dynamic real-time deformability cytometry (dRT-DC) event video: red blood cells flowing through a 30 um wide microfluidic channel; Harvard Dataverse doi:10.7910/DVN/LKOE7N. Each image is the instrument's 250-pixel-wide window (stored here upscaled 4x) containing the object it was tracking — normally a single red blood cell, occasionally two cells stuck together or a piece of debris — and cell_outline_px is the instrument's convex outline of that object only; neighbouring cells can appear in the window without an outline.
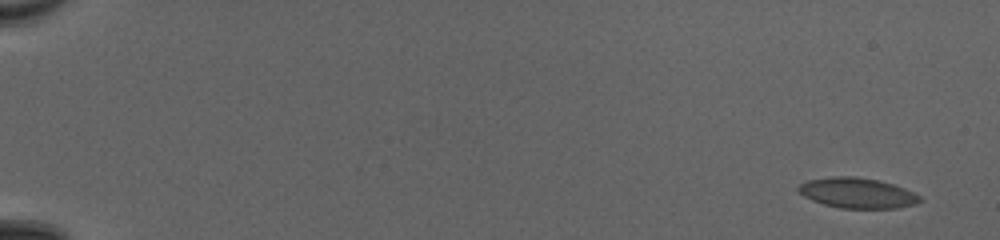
{"species": "common noctule bat (a hibernating species)", "species_latin": "Nyctalus noctula", "temperature_condition": "cold", "stored_images_in_passage": 52, "camera_frame_rate_fps": 3000, "um_per_image_px": 0.085, "animal": {"sex": "female", "body_mass_g": 20.0, "forearm_length_mm": 54.0}, "frame": {"image": 1, "passage_image": 1, "time_ms": 0.0, "image_size_px": [1000, 240], "cell_outline_px": [[924, 200], [916, 204], [896, 208], [840, 208], [824, 204], [812, 200], [804, 196], [796, 188], [800, 184], [808, 180], [832, 176], [856, 176], [880, 180], [904, 188], [920, 196]], "centroid_in_image_um": [72.88, 16.4], "position_along_channel_um": 12.1, "area_um2": 21.5}}
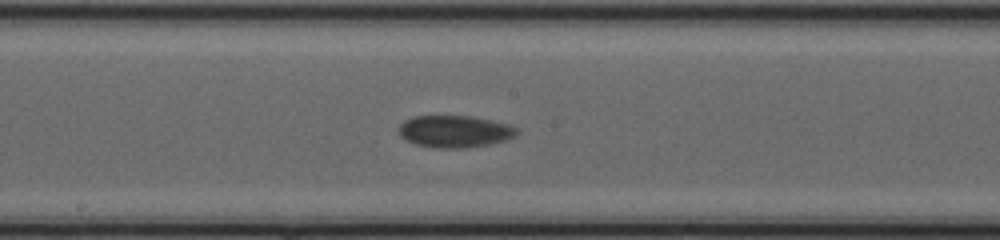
{"frame": {"image": 2, "passage_image": 30, "time_ms": 9.667, "image_size_px": [1000, 240], "cell_outline_px": [[520, 132], [516, 136], [508, 140], [488, 144], [464, 148], [432, 148], [416, 144], [400, 136], [396, 128], [404, 120], [412, 116], [468, 116], [492, 120], [508, 124], [520, 128]], "centroid_in_image_um": [38.66, 11.17], "position_along_channel_um": 209.5, "area_um2": 22.37}}
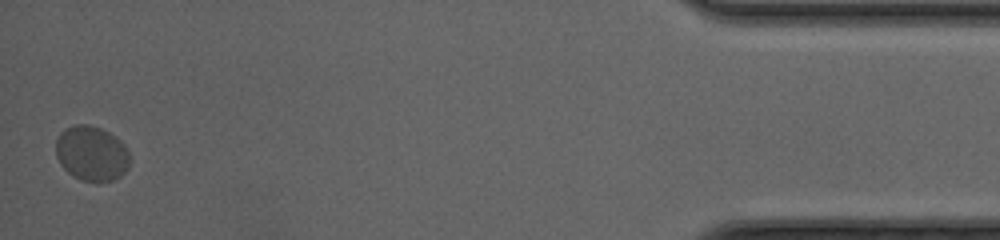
{"frame": {"image": 3, "passage_image": 52, "time_ms": 17.0, "image_size_px": [1000, 240], "cell_outline_px": [[128, 168], [120, 176], [112, 180], [96, 184], [80, 180], [72, 176], [60, 164], [56, 156], [56, 140], [60, 132], [64, 128], [72, 124], [88, 124], [100, 128], [116, 136], [128, 148]], "centroid_in_image_um": [7.77, 13.05], "position_along_channel_um": 427.4, "area_um2": 24.16}, "authors_computed_cell_mechanics": {"area_um2": 21.5883, "velocity_mm_per_s": 3.9927, "shape_relaxation_time_tau1_ms": 0.9937, "shape_relaxation_time_tau2_ms": null, "deformation_change_tau1": 0.046, "deformation_change_tau2": null}}